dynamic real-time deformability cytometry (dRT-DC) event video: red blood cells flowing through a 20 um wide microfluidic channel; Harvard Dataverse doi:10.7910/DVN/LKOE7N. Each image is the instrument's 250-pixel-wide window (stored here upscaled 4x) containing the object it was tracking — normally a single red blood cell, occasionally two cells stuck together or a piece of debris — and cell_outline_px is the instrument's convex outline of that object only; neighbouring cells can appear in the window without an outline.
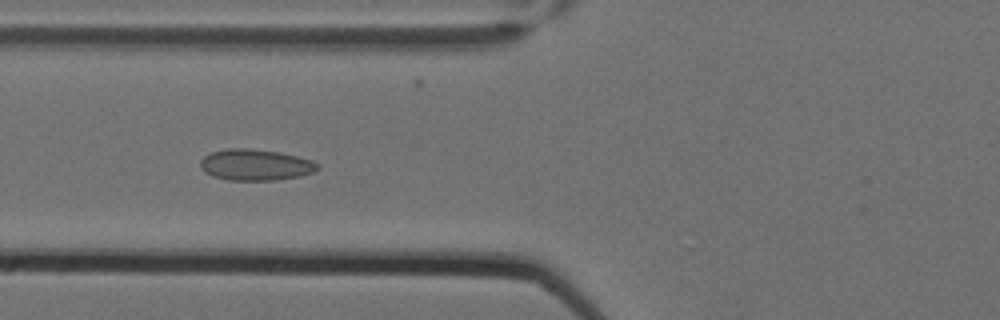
{"species": "Egyptian fruit bat (a non-hibernating species)", "species_latin": "Rousettus aegyptiacus", "temperature_condition": "cold", "stored_images_in_passage": 7, "camera_frame_rate_fps": 3000, "um_per_image_px": 0.085, "animal": {"sex": "female"}, "frame": {"image": 1, "passage_image": 6, "time_ms": 1.667, "image_size_px": [1000, 320], "cell_outline_px": [[320, 168], [312, 172], [300, 176], [276, 180], [228, 180], [212, 176], [204, 172], [200, 164], [200, 160], [204, 156], [212, 152], [228, 148], [248, 148], [280, 152], [312, 160], [320, 164]], "centroid_in_image_um": [21.72, 14.01], "position_along_channel_um": 104.1, "area_um2": 21.39}}
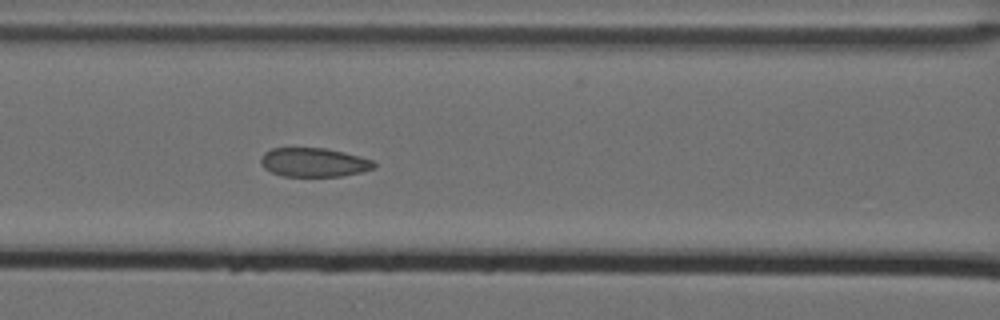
{"frame": {"image": 2, "passage_image": 7, "time_ms": 2.0, "image_size_px": [1000, 320], "cell_outline_px": [[376, 168], [360, 172], [340, 176], [280, 176], [264, 168], [260, 160], [264, 152], [272, 148], [324, 148], [344, 152], [360, 156], [372, 160], [376, 164]], "centroid_in_image_um": [26.68, 13.8], "position_along_channel_um": 139.9, "area_um2": 19.07}}